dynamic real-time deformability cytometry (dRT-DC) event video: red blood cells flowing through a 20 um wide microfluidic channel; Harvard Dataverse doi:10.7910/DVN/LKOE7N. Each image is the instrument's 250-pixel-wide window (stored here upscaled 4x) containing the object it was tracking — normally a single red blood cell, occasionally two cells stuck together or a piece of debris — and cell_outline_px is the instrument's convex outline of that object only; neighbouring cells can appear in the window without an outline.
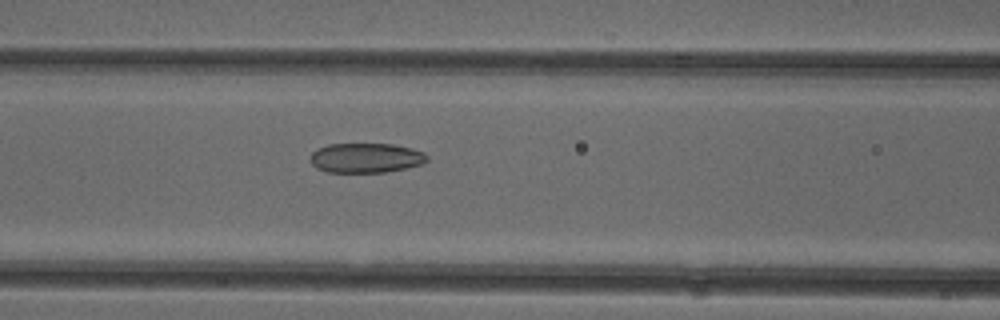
{"species": "common noctule bat (a hibernating species)", "species_latin": "Nyctalus noctula", "temperature_condition": "cold", "stored_images_in_passage": 37, "camera_frame_rate_fps": 3000, "um_per_image_px": 0.085, "animal": {"sex": "female"}, "frame": {"image": 1, "passage_image": 7, "time_ms": 2.0, "image_size_px": [1000, 320], "cell_outline_px": [[428, 160], [420, 164], [404, 168], [384, 172], [328, 172], [316, 168], [312, 164], [312, 152], [316, 148], [328, 144], [392, 144], [412, 148], [424, 152], [428, 156]], "centroid_in_image_um": [31.1, 13.41], "position_along_channel_um": 135.5, "area_um2": 20.11}}
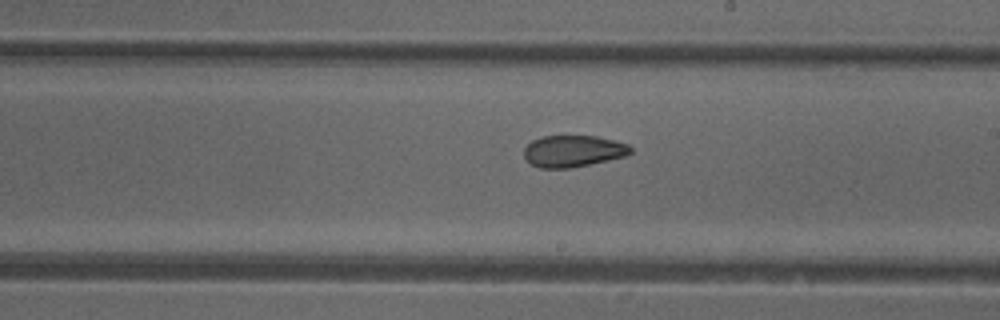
{"frame": {"image": 2, "passage_image": 15, "time_ms": 4.667, "image_size_px": [1000, 320], "cell_outline_px": [[632, 152], [624, 156], [588, 164], [568, 168], [540, 168], [532, 164], [524, 156], [524, 148], [532, 140], [544, 136], [596, 136], [628, 144], [632, 148]], "centroid_in_image_um": [48.7, 12.83], "position_along_channel_um": 240.3, "area_um2": 19.36}}
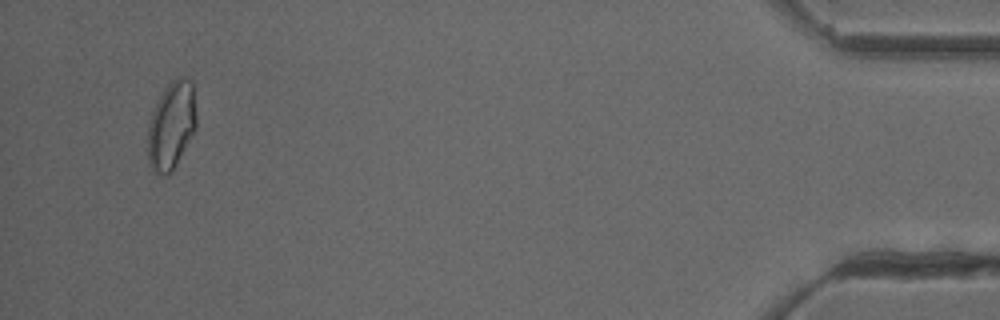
{"frame": {"image": 3, "passage_image": 35, "time_ms": 11.333, "image_size_px": [1000, 320], "cell_outline_px": [[196, 128], [172, 172], [168, 176], [164, 176], [156, 172], [148, 164], [148, 124], [152, 112], [164, 88], [176, 76], [184, 76], [192, 80], [196, 116]], "centroid_in_image_um": [14.57, 10.65], "position_along_channel_um": 420.6, "area_um2": 24.97}, "authors_computed_cell_mechanics": {"area_um2": 20.808, "velocity_mm_per_s": 3.9243, "shape_relaxation_time_tau1_ms": 8.5914, "shape_relaxation_time_tau2_ms": 2.1002, "deformation_change_tau1": 0.1427, "deformation_change_tau2": 0.076}}